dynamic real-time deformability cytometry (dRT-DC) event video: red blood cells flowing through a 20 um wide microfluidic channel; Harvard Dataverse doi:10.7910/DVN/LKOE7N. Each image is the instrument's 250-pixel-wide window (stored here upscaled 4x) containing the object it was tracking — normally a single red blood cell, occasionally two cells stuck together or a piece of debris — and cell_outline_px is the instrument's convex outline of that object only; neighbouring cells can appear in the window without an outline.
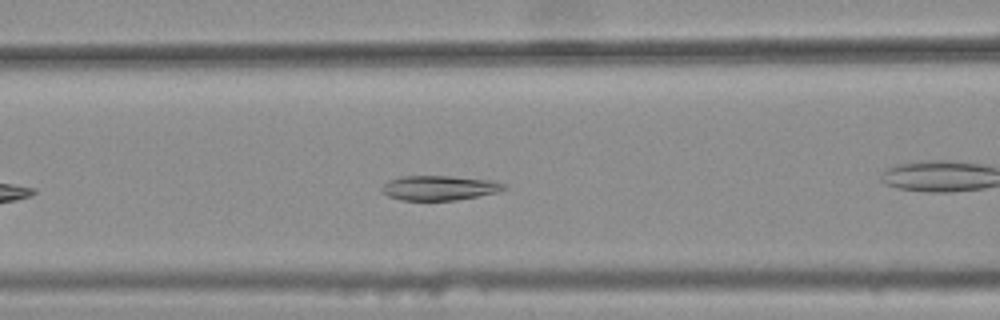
{"species": "common noctule bat (a hibernating species)", "species_latin": "Nyctalus noctula", "temperature_condition": "warm", "stored_images_in_passage": 10, "camera_frame_rate_fps": 3000, "um_per_image_px": 0.085, "animal": {"sex": "female", "body_mass_g": 25.1}, "frame": {"image": 1, "passage_image": 6, "time_ms": 1.667, "image_size_px": [1000, 320], "cell_outline_px": [[508, 188], [500, 192], [456, 200], [400, 200], [388, 196], [380, 192], [380, 188], [388, 180], [404, 176], [448, 176], [496, 180], [508, 184]], "centroid_in_image_um": [37.39, 15.97], "position_along_channel_um": 129.2, "area_um2": 17.92}}
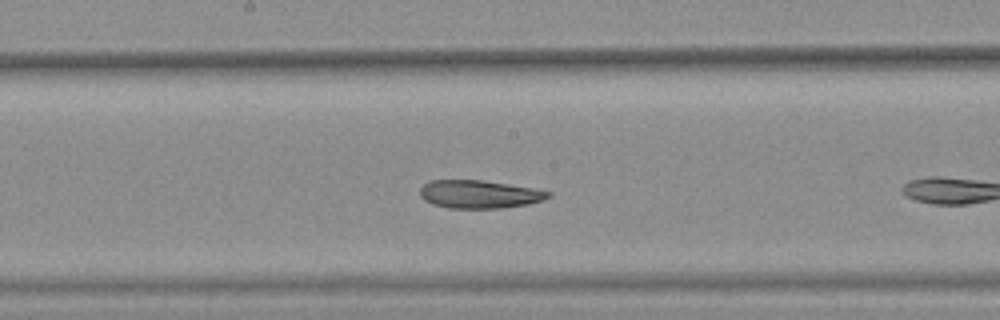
{"frame": {"image": 2, "passage_image": 9, "time_ms": 2.667, "image_size_px": [1000, 320], "cell_outline_px": [[552, 196], [544, 200], [528, 204], [500, 208], [448, 208], [432, 204], [424, 200], [420, 196], [420, 188], [428, 180], [484, 180], [532, 188], [552, 192]], "centroid_in_image_um": [40.73, 16.51], "position_along_channel_um": 207.5, "area_um2": 21.1}}